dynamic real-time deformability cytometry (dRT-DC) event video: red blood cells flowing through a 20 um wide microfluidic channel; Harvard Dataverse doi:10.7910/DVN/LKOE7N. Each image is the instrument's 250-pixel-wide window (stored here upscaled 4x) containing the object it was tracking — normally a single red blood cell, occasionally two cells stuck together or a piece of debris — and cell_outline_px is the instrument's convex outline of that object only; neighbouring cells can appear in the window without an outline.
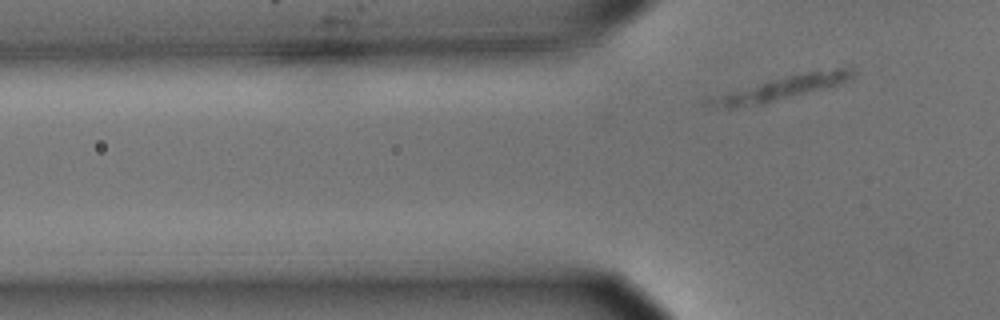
{"species": "common noctule bat (a hibernating species)", "species_latin": "Nyctalus noctula", "temperature_condition": "cold", "stored_images_in_passage": 2, "camera_frame_rate_fps": 3000, "um_per_image_px": 0.085, "animal": {"sex": "male", "body_mass_g": 15.6}, "frame": {"image": 1, "passage_image": 2, "time_ms": 0.333, "image_size_px": [1000, 320], "cell_outline_px": [[856, 76], [852, 80], [824, 88], [764, 104], [732, 108], [728, 108], [700, 104], [704, 100], [788, 76], [808, 72], [836, 68], [856, 68]], "centroid_in_image_um": [66.55, 7.5], "position_along_channel_um": 59.3, "area_um2": 18.9}}